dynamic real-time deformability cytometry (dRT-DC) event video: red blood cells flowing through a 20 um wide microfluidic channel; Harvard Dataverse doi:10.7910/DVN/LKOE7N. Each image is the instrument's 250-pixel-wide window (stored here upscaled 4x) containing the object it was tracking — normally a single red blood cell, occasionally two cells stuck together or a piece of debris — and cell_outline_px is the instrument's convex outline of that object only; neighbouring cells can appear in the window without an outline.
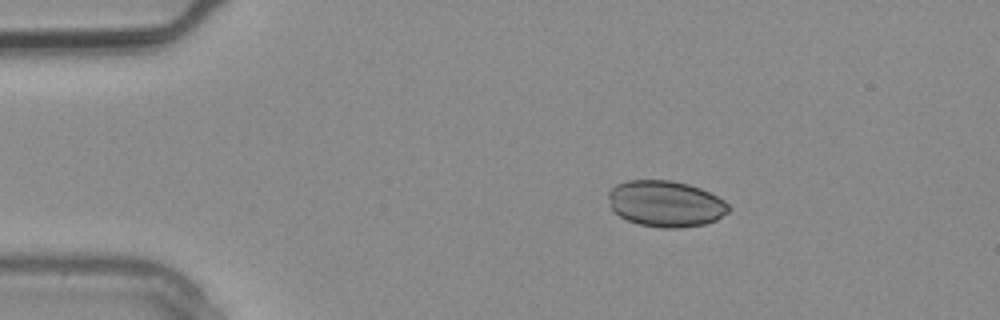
{"species": "common noctule bat (a hibernating species)", "species_latin": "Nyctalus noctula", "temperature_condition": "warm", "stored_images_in_passage": 3, "camera_frame_rate_fps": 3000, "um_per_image_px": 0.085, "animal": {"sex": "male", "body_mass_g": 20.4}, "frame": {"image": 1, "passage_image": 2, "time_ms": 0.333, "image_size_px": [1000, 320], "cell_outline_px": [[728, 212], [716, 220], [704, 224], [680, 228], [660, 228], [640, 224], [628, 220], [620, 216], [612, 208], [608, 196], [608, 192], [616, 184], [628, 180], [672, 180], [688, 184], [700, 188], [724, 200], [728, 204]], "centroid_in_image_um": [56.58, 17.31], "position_along_channel_um": 28.4, "area_um2": 32.19}}